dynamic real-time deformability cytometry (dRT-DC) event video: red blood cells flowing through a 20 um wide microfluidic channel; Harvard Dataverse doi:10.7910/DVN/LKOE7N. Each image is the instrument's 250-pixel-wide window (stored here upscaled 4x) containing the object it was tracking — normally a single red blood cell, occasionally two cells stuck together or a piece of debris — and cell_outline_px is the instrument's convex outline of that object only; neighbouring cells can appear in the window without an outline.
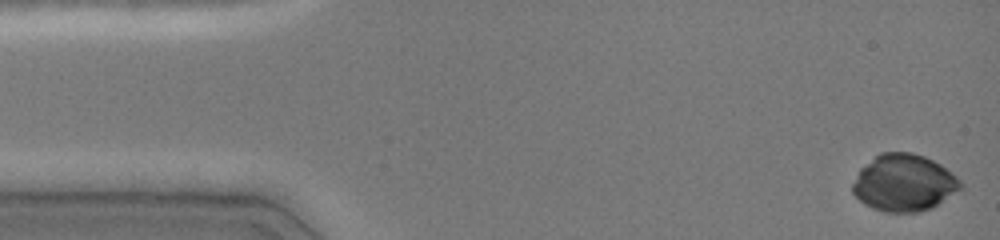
{"species": "common noctule bat (a hibernating species)", "species_latin": "Nyctalus noctula", "temperature_condition": "cold", "stored_images_in_passage": 18, "camera_frame_rate_fps": 3000, "um_per_image_px": 0.085, "animal": {"sex": "female", "body_mass_g": 19.0, "forearm_length_mm": 51.5}, "frame": {"image": 1, "passage_image": 1, "time_ms": 0.0, "image_size_px": [1000, 240], "cell_outline_px": [[964, 192], [932, 208], [920, 212], [884, 212], [872, 208], [864, 204], [852, 192], [852, 184], [860, 168], [880, 152], [912, 152], [924, 156], [940, 164], [952, 172], [964, 184]], "centroid_in_image_um": [76.91, 15.56], "position_along_channel_um": 8.1, "area_um2": 36.59}}